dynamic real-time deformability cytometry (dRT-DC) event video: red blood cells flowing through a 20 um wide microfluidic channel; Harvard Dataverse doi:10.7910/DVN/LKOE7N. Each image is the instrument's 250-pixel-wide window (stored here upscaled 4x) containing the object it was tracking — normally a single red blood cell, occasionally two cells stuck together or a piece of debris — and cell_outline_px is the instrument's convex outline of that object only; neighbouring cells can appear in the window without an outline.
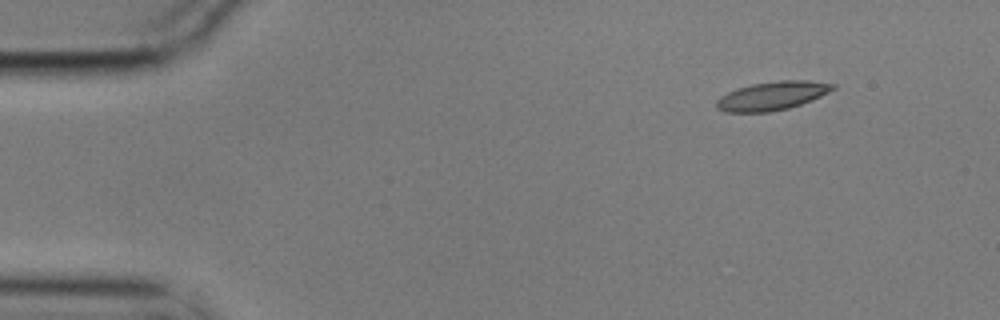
{"species": "common noctule bat (a hibernating species)", "species_latin": "Nyctalus noctula", "temperature_condition": "cold", "stored_images_in_passage": 4, "camera_frame_rate_fps": 3000, "um_per_image_px": 0.085, "animal": {"sex": "male", "body_mass_g": 17.9}, "frame": {"image": 1, "passage_image": 1, "time_ms": 0.0, "image_size_px": [1000, 320], "cell_outline_px": [[836, 88], [812, 100], [788, 108], [768, 112], [724, 112], [716, 108], [716, 100], [720, 96], [736, 88], [752, 84], [780, 80], [808, 80], [836, 84]], "centroid_in_image_um": [65.62, 8.14], "position_along_channel_um": 19.4, "area_um2": 19.42}}
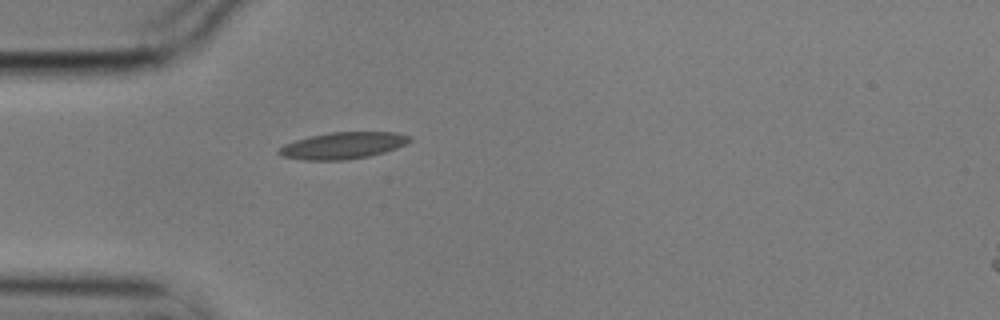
{"frame": {"image": 2, "passage_image": 4, "time_ms": 1.0, "image_size_px": [1000, 320], "cell_outline_px": [[412, 140], [396, 148], [384, 152], [368, 156], [348, 160], [304, 160], [280, 156], [276, 152], [284, 144], [308, 136], [328, 132], [396, 132], [412, 136]], "centroid_in_image_um": [29.13, 12.37], "position_along_channel_um": 55.9, "area_um2": 20.46}}